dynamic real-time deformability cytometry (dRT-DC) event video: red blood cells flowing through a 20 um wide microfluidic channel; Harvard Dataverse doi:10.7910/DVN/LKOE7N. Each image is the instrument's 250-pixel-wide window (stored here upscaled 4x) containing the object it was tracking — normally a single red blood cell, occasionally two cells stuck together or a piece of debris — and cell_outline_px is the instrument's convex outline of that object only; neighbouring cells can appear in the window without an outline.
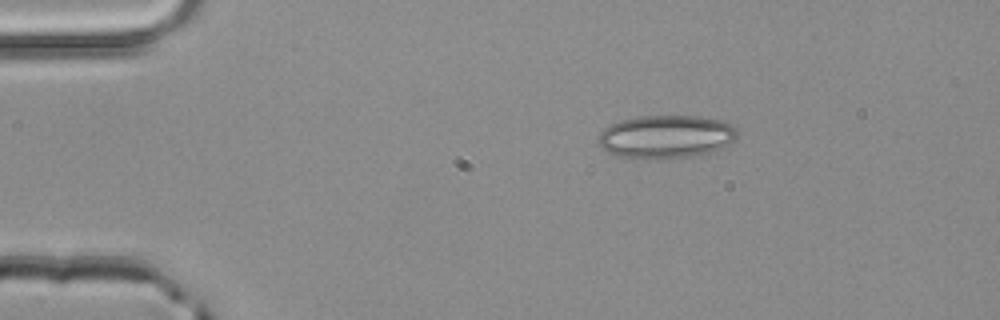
{"species": "common noctule bat (a hibernating species)", "species_latin": "Nyctalus noctula", "temperature_condition": "room temperature", "stored_images_in_passage": 2, "camera_frame_rate_fps": 3000, "um_per_image_px": 0.085, "animal": {"sex": "male", "body_mass_g": 20.4}, "frame": {"image": 1, "passage_image": 1, "time_ms": 0.0, "image_size_px": [1000, 320], "cell_outline_px": [[740, 132], [736, 140], [716, 152], [696, 156], [616, 156], [600, 148], [600, 132], [604, 128], [620, 120], [640, 116], [700, 116], [724, 120], [736, 128]], "centroid_in_image_um": [56.72, 11.58], "position_along_channel_um": 28.3, "area_um2": 34.62}}